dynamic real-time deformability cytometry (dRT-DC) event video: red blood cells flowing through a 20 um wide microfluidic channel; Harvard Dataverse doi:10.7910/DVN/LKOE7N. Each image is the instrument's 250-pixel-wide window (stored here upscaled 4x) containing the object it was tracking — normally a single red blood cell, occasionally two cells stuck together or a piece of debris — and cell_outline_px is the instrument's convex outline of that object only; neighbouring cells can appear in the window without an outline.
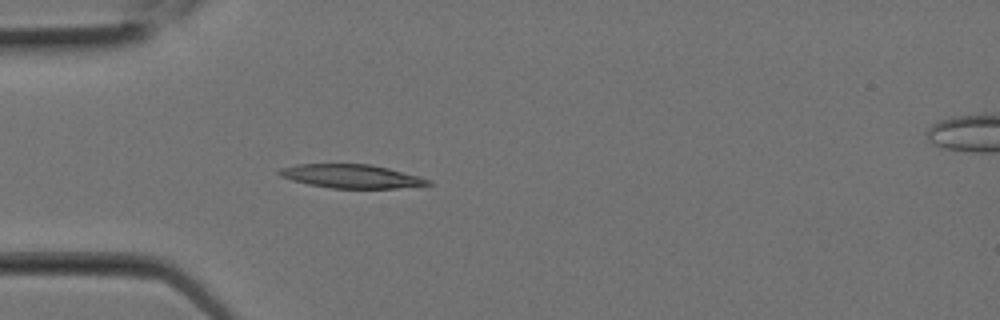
{"species": "Egyptian fruit bat (a non-hibernating species)", "species_latin": "Rousettus aegyptiacus", "temperature_condition": "room temperature", "stored_images_in_passage": 3, "camera_frame_rate_fps": 3000, "um_per_image_px": 0.085, "animal": {"sex": "female"}, "frame": {"image": 1, "passage_image": 2, "time_ms": 0.333, "image_size_px": [1000, 320], "cell_outline_px": [[432, 184], [396, 188], [332, 188], [308, 184], [292, 180], [280, 176], [276, 172], [280, 168], [296, 164], [372, 164], [420, 176], [432, 180]], "centroid_in_image_um": [29.86, 14.97], "position_along_channel_um": 55.1, "area_um2": 20.52}}